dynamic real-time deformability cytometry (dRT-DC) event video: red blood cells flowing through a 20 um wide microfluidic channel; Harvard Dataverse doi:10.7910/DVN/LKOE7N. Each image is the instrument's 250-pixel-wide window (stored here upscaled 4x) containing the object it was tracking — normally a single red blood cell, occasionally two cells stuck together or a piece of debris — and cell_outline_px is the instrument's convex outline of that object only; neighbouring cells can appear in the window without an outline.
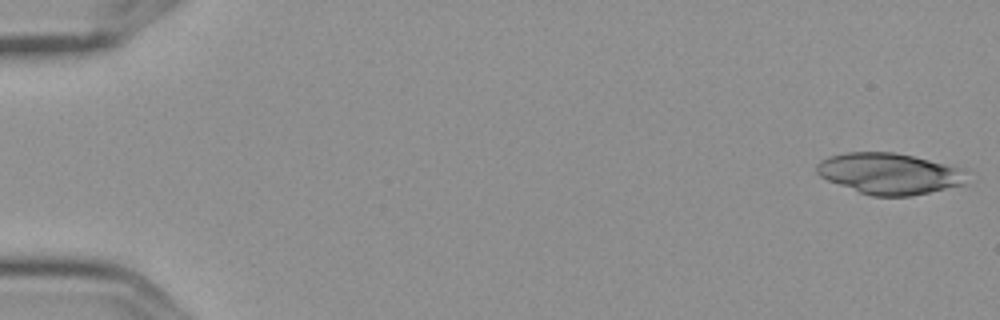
{"species": "Egyptian fruit bat (a non-hibernating species)", "species_latin": "Rousettus aegyptiacus", "temperature_condition": "cold", "stored_images_in_passage": 6, "camera_frame_rate_fps": 3000, "um_per_image_px": 0.085, "frame": {"image": 1, "passage_image": 1, "time_ms": 0.0, "image_size_px": [1000, 320], "cell_outline_px": [[964, 184], [912, 196], [872, 196], [860, 192], [828, 180], [820, 176], [816, 172], [816, 164], [820, 160], [828, 156], [848, 152], [892, 152], [912, 156], [960, 168]], "centroid_in_image_um": [75.49, 14.75], "position_along_channel_um": 9.5, "area_um2": 35.26}}